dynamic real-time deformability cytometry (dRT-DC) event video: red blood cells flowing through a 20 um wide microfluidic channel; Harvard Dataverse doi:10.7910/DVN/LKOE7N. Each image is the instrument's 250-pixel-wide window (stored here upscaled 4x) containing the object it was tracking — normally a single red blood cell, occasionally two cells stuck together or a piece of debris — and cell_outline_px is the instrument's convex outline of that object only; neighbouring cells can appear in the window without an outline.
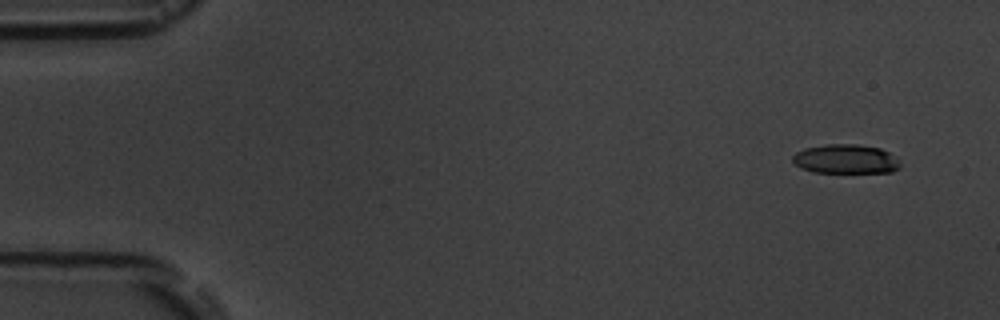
{"species": "common noctule bat (a hibernating species)", "species_latin": "Nyctalus noctula", "temperature_condition": "room temperature", "stored_images_in_passage": 5, "camera_frame_rate_fps": 3000, "um_per_image_px": 0.085, "animal": {"sex": "male", "body_mass_g": 19.5, "forearm_length_mm": 54.6}, "frame": {"image": 1, "passage_image": 1, "time_ms": 0.0, "image_size_px": [1000, 320], "cell_outline_px": [[900, 168], [892, 172], [812, 172], [800, 168], [792, 160], [792, 156], [796, 152], [804, 148], [824, 144], [856, 144], [880, 148], [888, 152], [900, 164]], "centroid_in_image_um": [71.84, 13.51], "position_along_channel_um": 13.2, "area_um2": 18.26}}
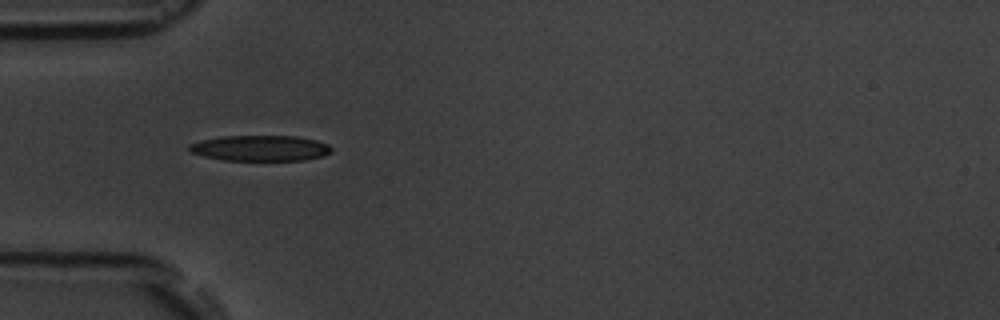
{"frame": {"image": 2, "passage_image": 4, "time_ms": 4.667, "image_size_px": [1000, 320], "cell_outline_px": [[332, 152], [324, 156], [304, 160], [224, 160], [204, 156], [192, 152], [188, 148], [188, 144], [200, 140], [220, 136], [296, 136], [316, 140], [328, 144], [332, 148]], "centroid_in_image_um": [22.14, 12.59], "position_along_channel_um": 62.9, "area_um2": 21.33}}
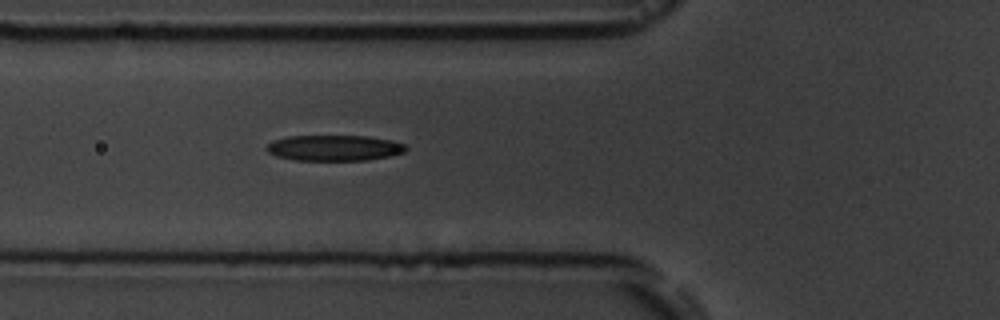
{"frame": {"image": 3, "passage_image": 5, "time_ms": 5.667, "image_size_px": [1000, 320], "cell_outline_px": [[408, 148], [404, 152], [392, 156], [368, 160], [296, 160], [276, 156], [268, 152], [264, 148], [272, 140], [288, 136], [364, 136], [392, 140], [404, 144]], "centroid_in_image_um": [28.41, 12.57], "position_along_channel_um": 97.4, "area_um2": 20.98}}